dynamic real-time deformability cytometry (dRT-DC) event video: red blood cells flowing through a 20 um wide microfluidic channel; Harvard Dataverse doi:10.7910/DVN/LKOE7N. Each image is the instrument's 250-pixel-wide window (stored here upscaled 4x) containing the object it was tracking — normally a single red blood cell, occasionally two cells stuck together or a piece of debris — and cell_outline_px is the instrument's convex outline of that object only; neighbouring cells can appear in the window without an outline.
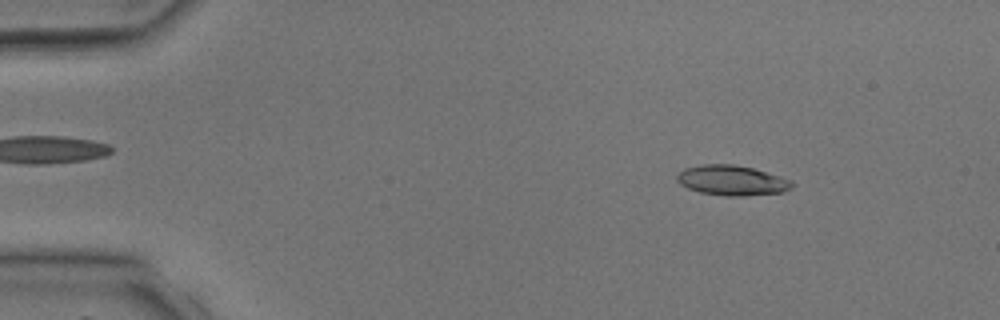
{"species": "common noctule bat (a hibernating species)", "species_latin": "Nyctalus noctula", "temperature_condition": "room temperature", "stored_images_in_passage": 2, "camera_frame_rate_fps": 3000, "um_per_image_px": 0.085, "animal": {"sex": "male", "body_mass_g": 17.9, "forearm_length_mm": 54.2}, "frame": {"image": 1, "passage_image": 1, "time_ms": 0.0, "image_size_px": [1000, 320], "cell_outline_px": [[796, 184], [792, 188], [780, 192], [744, 196], [724, 196], [700, 192], [688, 188], [680, 184], [676, 180], [676, 176], [684, 168], [704, 164], [732, 164], [752, 168], [780, 176], [792, 180]], "centroid_in_image_um": [62.22, 15.33], "position_along_channel_um": 22.8, "area_um2": 20.17}}